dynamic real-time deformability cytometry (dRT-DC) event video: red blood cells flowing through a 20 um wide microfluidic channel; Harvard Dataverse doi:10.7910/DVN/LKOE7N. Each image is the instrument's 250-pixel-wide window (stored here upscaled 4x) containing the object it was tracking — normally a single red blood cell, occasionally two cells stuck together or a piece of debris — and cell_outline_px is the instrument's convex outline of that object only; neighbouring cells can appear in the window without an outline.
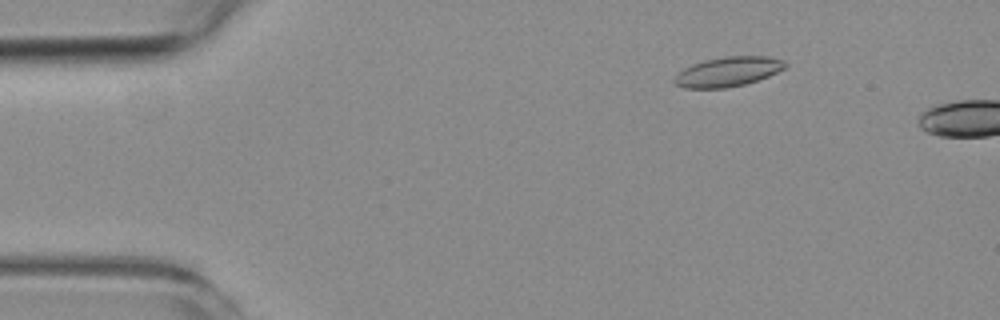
{"species": "common noctule bat (a hibernating species)", "species_latin": "Nyctalus noctula", "temperature_condition": "room temperature", "stored_images_in_passage": 6, "segment_of_instrument_passage": [2, 2], "camera_frame_rate_fps": 3000, "um_per_image_px": 0.085, "animal": {"sex": "female", "body_mass_g": 19.3, "forearm_length_mm": 54.1}, "frame": {"image": 1, "passage_image": 6, "time_ms": 6.0, "image_size_px": [1000, 320], "cell_outline_px": [[788, 64], [784, 68], [768, 76], [744, 84], [724, 88], [684, 88], [676, 84], [672, 80], [684, 68], [692, 64], [704, 60], [724, 56], [768, 56], [784, 60]], "centroid_in_image_um": [61.88, 6.08], "position_along_channel_um": 23.1, "area_um2": 19.02}}